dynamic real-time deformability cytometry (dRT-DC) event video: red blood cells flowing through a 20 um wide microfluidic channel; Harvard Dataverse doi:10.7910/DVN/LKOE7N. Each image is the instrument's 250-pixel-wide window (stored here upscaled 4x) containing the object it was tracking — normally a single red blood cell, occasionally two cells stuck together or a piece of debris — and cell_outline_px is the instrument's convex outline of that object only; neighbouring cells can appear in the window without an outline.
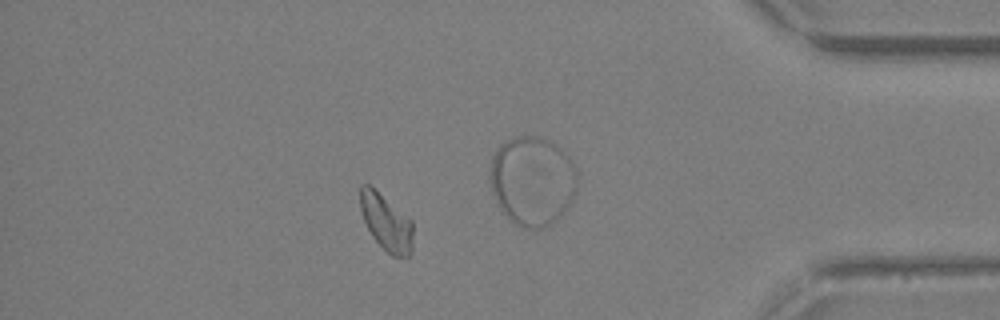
{"species": "Egyptian fruit bat (a non-hibernating species)", "species_latin": "Rousettus aegyptiacus", "temperature_condition": "warm", "stored_images_in_passage": 42, "camera_frame_rate_fps": 3000, "um_per_image_px": 0.085, "animal": {"sex": "female"}, "frame": {"image": 1, "passage_image": 36, "time_ms": 11.667, "image_size_px": [1000, 320], "cell_outline_px": [[412, 248], [408, 256], [392, 256], [372, 236], [364, 220], [360, 208], [360, 184], [368, 184], [412, 220]], "centroid_in_image_um": [32.82, 18.89], "position_along_channel_um": 402.4, "area_um2": 16.94}}